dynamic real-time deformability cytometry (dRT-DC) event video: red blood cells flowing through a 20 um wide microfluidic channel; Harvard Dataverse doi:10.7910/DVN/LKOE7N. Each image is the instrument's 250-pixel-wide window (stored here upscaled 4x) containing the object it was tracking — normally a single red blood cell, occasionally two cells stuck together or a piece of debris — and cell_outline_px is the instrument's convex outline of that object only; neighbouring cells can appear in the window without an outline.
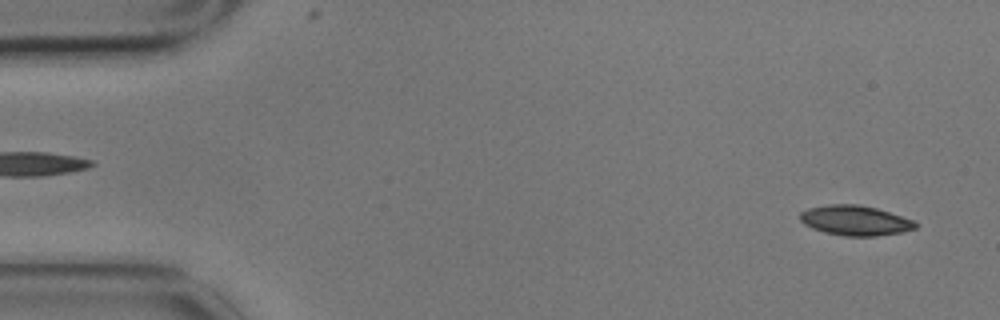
{"species": "common noctule bat (a hibernating species)", "species_latin": "Nyctalus noctula", "temperature_condition": "cold", "stored_images_in_passage": 56, "camera_frame_rate_fps": 3000, "um_per_image_px": 0.085, "animal": {"sex": "male", "body_mass_g": 17.9}, "frame": {"image": 1, "passage_image": 2, "time_ms": 0.333, "image_size_px": [1000, 320], "cell_outline_px": [[920, 224], [916, 228], [904, 232], [876, 236], [844, 236], [824, 232], [812, 228], [804, 224], [800, 220], [800, 212], [808, 208], [832, 204], [856, 204], [876, 208], [916, 220]], "centroid_in_image_um": [72.74, 18.75], "position_along_channel_um": 12.3, "area_um2": 20.35}}
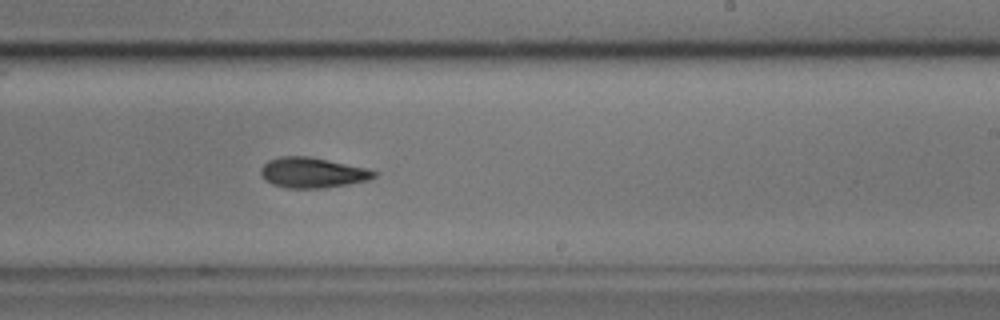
{"frame": {"image": 2, "passage_image": 33, "time_ms": 10.667, "image_size_px": [1000, 320], "cell_outline_px": [[376, 176], [368, 180], [348, 184], [324, 188], [288, 188], [272, 184], [264, 180], [260, 176], [260, 168], [268, 160], [280, 156], [308, 156], [368, 168], [376, 172]], "centroid_in_image_um": [26.52, 14.67], "position_along_channel_um": 262.5, "area_um2": 20.11}}
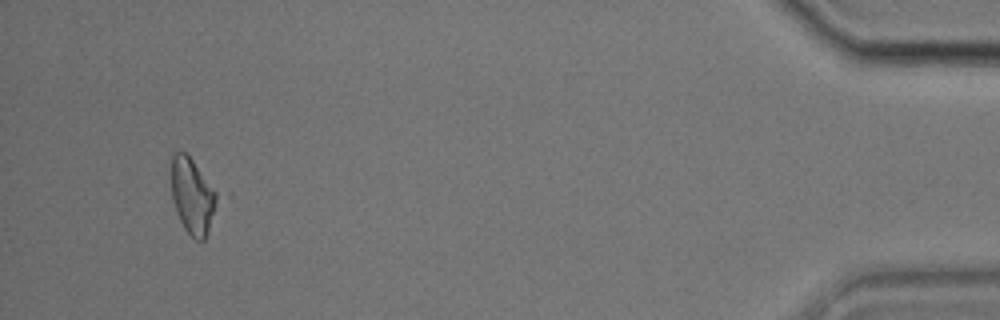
{"frame": {"image": 3, "passage_image": 53, "time_ms": 17.333, "image_size_px": [1000, 320], "cell_outline_px": [[224, 196], [204, 240], [196, 240], [184, 228], [176, 212], [172, 200], [172, 152], [188, 152]], "centroid_in_image_um": [16.47, 16.62], "position_along_channel_um": 418.7, "area_um2": 21.5}, "authors_computed_cell_mechanics": {"area_um2": 20.6635, "velocity_mm_per_s": 3.4746, "shape_relaxation_time_tau1_ms": 7.9494, "shape_relaxation_time_tau2_ms": 5.8331, "deformation_change_tau1": 0.1723, "deformation_change_tau2": 0.1405}}